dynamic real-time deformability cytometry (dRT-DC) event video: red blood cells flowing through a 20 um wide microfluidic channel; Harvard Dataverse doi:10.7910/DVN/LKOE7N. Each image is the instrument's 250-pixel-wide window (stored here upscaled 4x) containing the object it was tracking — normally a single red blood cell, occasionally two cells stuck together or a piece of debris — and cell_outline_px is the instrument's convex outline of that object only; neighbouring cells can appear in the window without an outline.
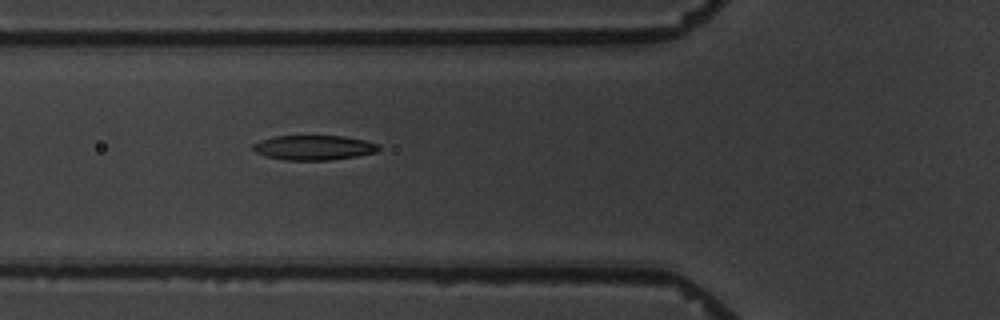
{"species": "common noctule bat (a hibernating species)", "species_latin": "Nyctalus noctula", "temperature_condition": "warm", "stored_images_in_passage": 2, "camera_frame_rate_fps": 3000, "um_per_image_px": 0.085, "animal": {"sex": "male", "body_mass_g": 19.5, "forearm_length_mm": 54.6}, "frame": {"image": 1, "passage_image": 2, "time_ms": 2.0, "image_size_px": [1000, 320], "cell_outline_px": [[380, 148], [376, 152], [356, 156], [328, 160], [284, 160], [264, 156], [256, 152], [252, 148], [252, 144], [260, 140], [276, 136], [344, 136], [364, 140], [380, 144]], "centroid_in_image_um": [26.66, 12.55], "position_along_channel_um": 99.1, "area_um2": 18.15}}